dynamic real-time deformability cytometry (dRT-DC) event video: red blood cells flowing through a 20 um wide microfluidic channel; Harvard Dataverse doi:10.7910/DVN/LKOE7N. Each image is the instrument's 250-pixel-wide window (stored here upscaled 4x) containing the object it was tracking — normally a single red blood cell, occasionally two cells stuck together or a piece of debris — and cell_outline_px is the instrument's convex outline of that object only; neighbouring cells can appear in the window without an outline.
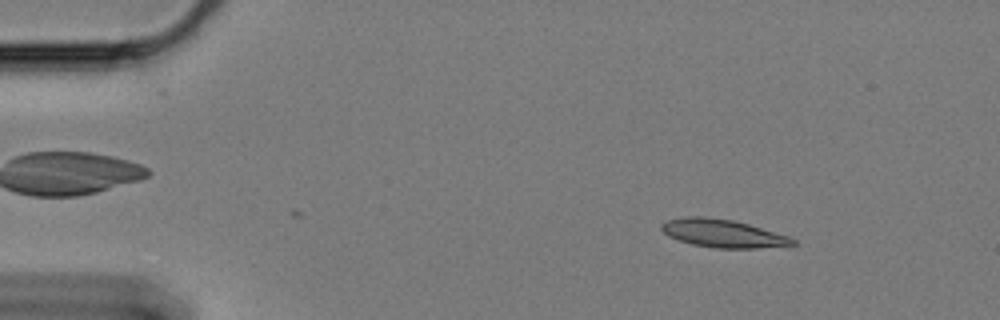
{"species": "Egyptian fruit bat (a non-hibernating species)", "species_latin": "Rousettus aegyptiacus", "temperature_condition": "cold", "stored_images_in_passage": 53, "camera_frame_rate_fps": 3000, "um_per_image_px": 0.085, "animal": {"sex": "female"}, "frame": {"image": 1, "passage_image": 1, "time_ms": 0.0, "image_size_px": [1000, 320], "cell_outline_px": [[796, 244], [756, 248], [716, 248], [692, 244], [668, 236], [660, 228], [660, 224], [668, 220], [684, 216], [704, 216], [732, 220], [748, 224], [788, 236], [796, 240]], "centroid_in_image_um": [61.4, 19.83], "position_along_channel_um": 23.6, "area_um2": 21.21}}
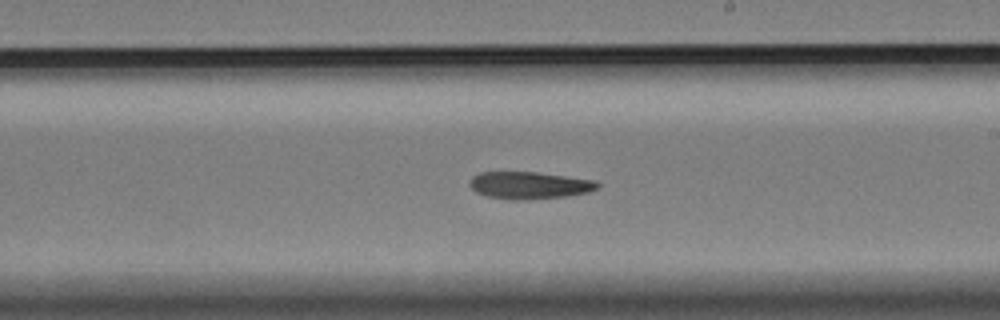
{"frame": {"image": 2, "passage_image": 28, "time_ms": 9.0, "image_size_px": [1000, 320], "cell_outline_px": [[600, 184], [596, 188], [588, 192], [568, 196], [512, 200], [488, 196], [476, 192], [472, 188], [472, 176], [480, 172], [536, 172], [596, 180]], "centroid_in_image_um": [45.02, 15.74], "position_along_channel_um": 244.0, "area_um2": 19.94}}
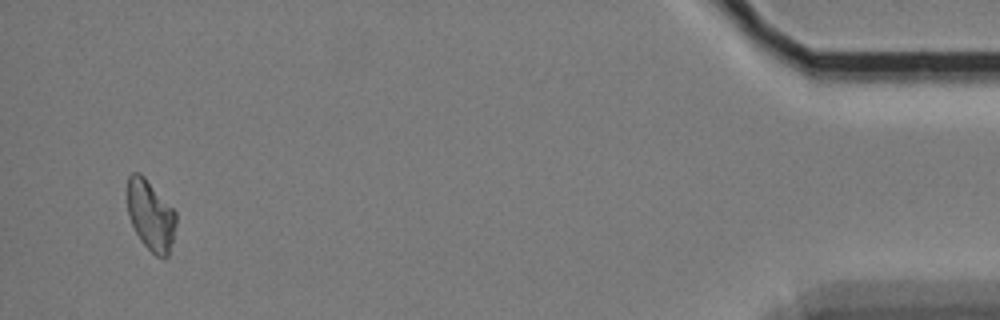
{"frame": {"image": 3, "passage_image": 51, "time_ms": 16.667, "image_size_px": [1000, 320], "cell_outline_px": [[176, 224], [168, 256], [164, 260], [156, 256], [140, 240], [128, 216], [128, 176], [132, 172], [140, 172], [144, 176], [176, 212]], "centroid_in_image_um": [12.8, 18.31], "position_along_channel_um": 422.4, "area_um2": 19.83}}